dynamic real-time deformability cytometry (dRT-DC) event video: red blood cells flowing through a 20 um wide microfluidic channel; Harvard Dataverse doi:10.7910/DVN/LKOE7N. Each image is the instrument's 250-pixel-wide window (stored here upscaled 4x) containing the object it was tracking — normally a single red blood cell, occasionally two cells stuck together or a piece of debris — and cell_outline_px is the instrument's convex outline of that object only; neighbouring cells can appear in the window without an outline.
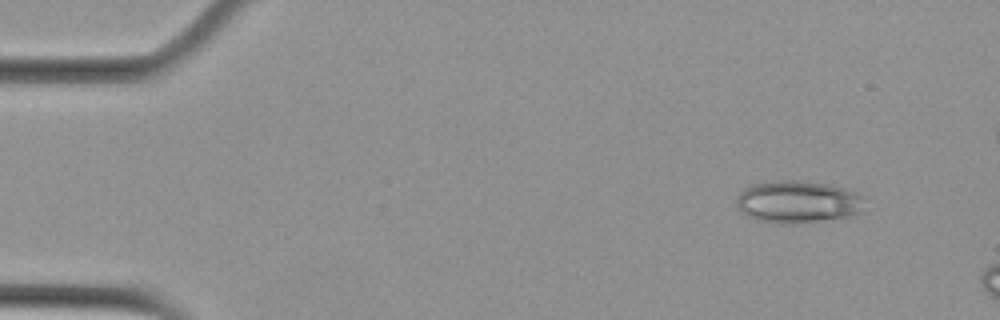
{"species": "Egyptian fruit bat (a non-hibernating species)", "species_latin": "Rousettus aegyptiacus", "temperature_condition": "cold", "stored_images_in_passage": 5, "camera_frame_rate_fps": 3000, "um_per_image_px": 0.085, "animal": {"sex": "female"}, "frame": {"image": 1, "passage_image": 2, "time_ms": 0.333, "image_size_px": [1000, 320], "cell_outline_px": [[864, 212], [848, 216], [792, 224], [780, 224], [760, 220], [748, 216], [736, 204], [736, 196], [744, 188], [752, 184], [780, 180], [800, 180], [832, 184], [856, 192], [864, 196]], "centroid_in_image_um": [67.86, 17.14], "position_along_channel_um": 17.1, "area_um2": 31.79}}